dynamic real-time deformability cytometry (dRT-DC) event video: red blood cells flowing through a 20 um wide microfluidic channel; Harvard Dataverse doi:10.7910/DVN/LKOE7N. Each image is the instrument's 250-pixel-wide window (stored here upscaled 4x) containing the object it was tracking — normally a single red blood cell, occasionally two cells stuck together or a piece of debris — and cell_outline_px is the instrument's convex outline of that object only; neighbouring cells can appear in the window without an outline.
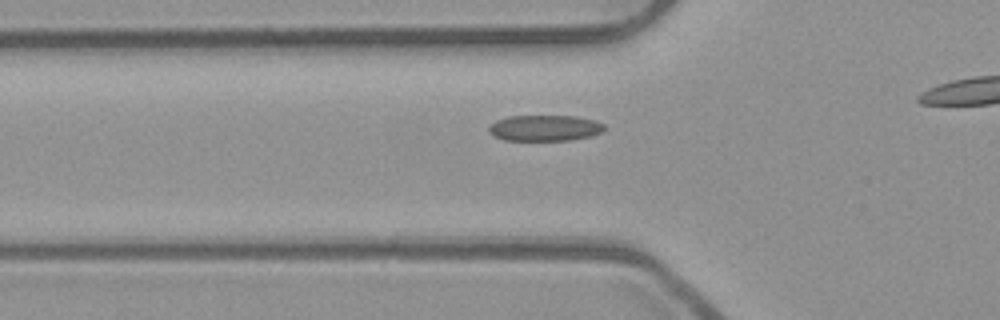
{"species": "common noctule bat (a hibernating species)", "species_latin": "Nyctalus noctula", "temperature_condition": "room temperature", "stored_images_in_passage": 36, "camera_frame_rate_fps": 3000, "um_per_image_px": 0.085, "animal": {"sex": "male", "body_mass_g": 23.1, "forearm_length_mm": 52.7}, "frame": {"image": 1, "passage_image": 11, "time_ms": 3.333, "image_size_px": [1000, 320], "cell_outline_px": [[604, 128], [600, 132], [592, 136], [572, 140], [504, 140], [492, 136], [488, 132], [488, 128], [496, 120], [508, 116], [576, 116], [596, 120], [604, 124]], "centroid_in_image_um": [46.29, 10.88], "position_along_channel_um": 79.5, "area_um2": 17.57}}
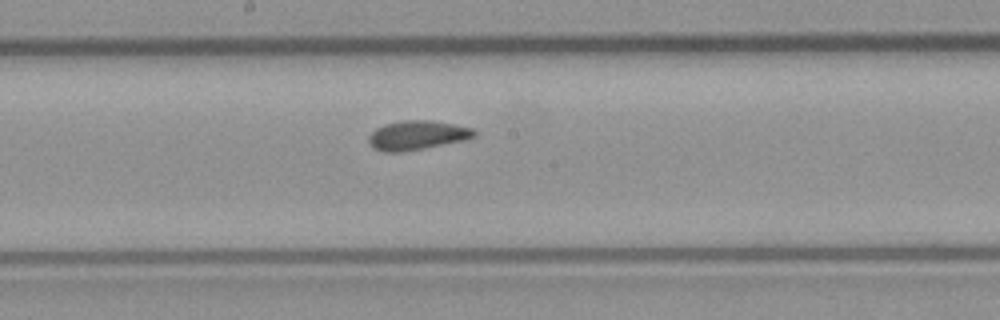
{"frame": {"image": 2, "passage_image": 21, "time_ms": 6.667, "image_size_px": [1000, 320], "cell_outline_px": [[476, 136], [464, 140], [424, 148], [400, 152], [384, 152], [372, 148], [368, 144], [368, 136], [376, 128], [384, 124], [404, 120], [432, 120], [472, 128], [476, 132]], "centroid_in_image_um": [35.41, 11.5], "position_along_channel_um": 212.8, "area_um2": 17.98}}
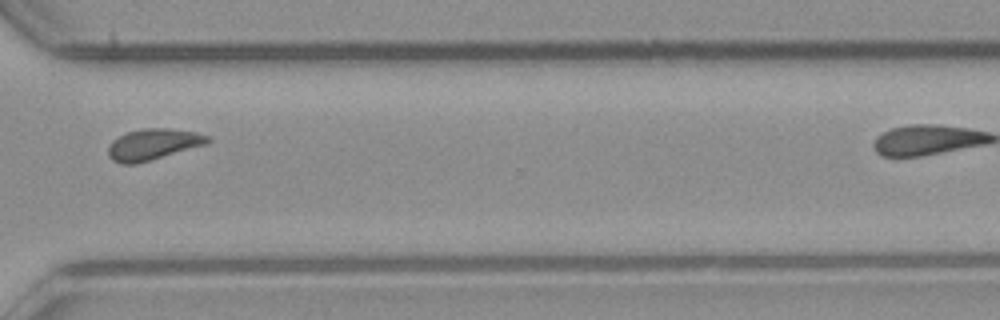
{"frame": {"image": 3, "passage_image": 32, "time_ms": 10.333, "image_size_px": [1000, 320], "cell_outline_px": [[212, 140], [208, 144], [136, 164], [120, 164], [112, 160], [108, 156], [108, 144], [112, 140], [128, 132], [144, 128], [168, 128], [196, 132], [212, 136]], "centroid_in_image_um": [13.04, 12.27], "position_along_channel_um": 357.6, "area_um2": 18.26}}